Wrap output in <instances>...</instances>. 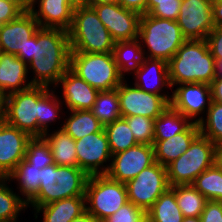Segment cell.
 I'll return each instance as SVG.
<instances>
[{"label": "cell", "instance_id": "cell-46", "mask_svg": "<svg viewBox=\"0 0 222 222\" xmlns=\"http://www.w3.org/2000/svg\"><path fill=\"white\" fill-rule=\"evenodd\" d=\"M212 101L222 103V77L216 76L210 84Z\"/></svg>", "mask_w": 222, "mask_h": 222}, {"label": "cell", "instance_id": "cell-37", "mask_svg": "<svg viewBox=\"0 0 222 222\" xmlns=\"http://www.w3.org/2000/svg\"><path fill=\"white\" fill-rule=\"evenodd\" d=\"M198 126L200 133L215 145L222 143V103L212 101Z\"/></svg>", "mask_w": 222, "mask_h": 222}, {"label": "cell", "instance_id": "cell-5", "mask_svg": "<svg viewBox=\"0 0 222 222\" xmlns=\"http://www.w3.org/2000/svg\"><path fill=\"white\" fill-rule=\"evenodd\" d=\"M68 34L71 52L113 53L115 41L93 7L74 9Z\"/></svg>", "mask_w": 222, "mask_h": 222}, {"label": "cell", "instance_id": "cell-49", "mask_svg": "<svg viewBox=\"0 0 222 222\" xmlns=\"http://www.w3.org/2000/svg\"><path fill=\"white\" fill-rule=\"evenodd\" d=\"M215 164L222 170V143L215 147Z\"/></svg>", "mask_w": 222, "mask_h": 222}, {"label": "cell", "instance_id": "cell-29", "mask_svg": "<svg viewBox=\"0 0 222 222\" xmlns=\"http://www.w3.org/2000/svg\"><path fill=\"white\" fill-rule=\"evenodd\" d=\"M65 113L62 129L74 140L81 139L88 134L101 132L104 129L91 110L65 111Z\"/></svg>", "mask_w": 222, "mask_h": 222}, {"label": "cell", "instance_id": "cell-12", "mask_svg": "<svg viewBox=\"0 0 222 222\" xmlns=\"http://www.w3.org/2000/svg\"><path fill=\"white\" fill-rule=\"evenodd\" d=\"M78 167L88 176L106 175L112 154L104 129L75 140Z\"/></svg>", "mask_w": 222, "mask_h": 222}, {"label": "cell", "instance_id": "cell-35", "mask_svg": "<svg viewBox=\"0 0 222 222\" xmlns=\"http://www.w3.org/2000/svg\"><path fill=\"white\" fill-rule=\"evenodd\" d=\"M111 154L125 151L137 143L127 121L121 117L111 124L104 126Z\"/></svg>", "mask_w": 222, "mask_h": 222}, {"label": "cell", "instance_id": "cell-6", "mask_svg": "<svg viewBox=\"0 0 222 222\" xmlns=\"http://www.w3.org/2000/svg\"><path fill=\"white\" fill-rule=\"evenodd\" d=\"M215 147L209 138L200 133L186 152L166 166L170 187L192 185L203 171L215 164Z\"/></svg>", "mask_w": 222, "mask_h": 222}, {"label": "cell", "instance_id": "cell-34", "mask_svg": "<svg viewBox=\"0 0 222 222\" xmlns=\"http://www.w3.org/2000/svg\"><path fill=\"white\" fill-rule=\"evenodd\" d=\"M91 111L103 126L121 118L117 88L110 91H99Z\"/></svg>", "mask_w": 222, "mask_h": 222}, {"label": "cell", "instance_id": "cell-54", "mask_svg": "<svg viewBox=\"0 0 222 222\" xmlns=\"http://www.w3.org/2000/svg\"><path fill=\"white\" fill-rule=\"evenodd\" d=\"M4 103H5V95L0 90V117L2 116L4 111Z\"/></svg>", "mask_w": 222, "mask_h": 222}, {"label": "cell", "instance_id": "cell-27", "mask_svg": "<svg viewBox=\"0 0 222 222\" xmlns=\"http://www.w3.org/2000/svg\"><path fill=\"white\" fill-rule=\"evenodd\" d=\"M42 137L48 143L56 165L78 167L75 140L62 128L50 130Z\"/></svg>", "mask_w": 222, "mask_h": 222}, {"label": "cell", "instance_id": "cell-28", "mask_svg": "<svg viewBox=\"0 0 222 222\" xmlns=\"http://www.w3.org/2000/svg\"><path fill=\"white\" fill-rule=\"evenodd\" d=\"M6 179L14 181V184L17 183L15 190L26 203L39 192L40 169L31 165L26 159H23Z\"/></svg>", "mask_w": 222, "mask_h": 222}, {"label": "cell", "instance_id": "cell-36", "mask_svg": "<svg viewBox=\"0 0 222 222\" xmlns=\"http://www.w3.org/2000/svg\"><path fill=\"white\" fill-rule=\"evenodd\" d=\"M192 186L207 200L222 202V170L216 164L203 171Z\"/></svg>", "mask_w": 222, "mask_h": 222}, {"label": "cell", "instance_id": "cell-38", "mask_svg": "<svg viewBox=\"0 0 222 222\" xmlns=\"http://www.w3.org/2000/svg\"><path fill=\"white\" fill-rule=\"evenodd\" d=\"M25 159L39 169L54 164L50 147L43 137H34L29 140Z\"/></svg>", "mask_w": 222, "mask_h": 222}, {"label": "cell", "instance_id": "cell-42", "mask_svg": "<svg viewBox=\"0 0 222 222\" xmlns=\"http://www.w3.org/2000/svg\"><path fill=\"white\" fill-rule=\"evenodd\" d=\"M25 10L13 0H0V26L16 19Z\"/></svg>", "mask_w": 222, "mask_h": 222}, {"label": "cell", "instance_id": "cell-17", "mask_svg": "<svg viewBox=\"0 0 222 222\" xmlns=\"http://www.w3.org/2000/svg\"><path fill=\"white\" fill-rule=\"evenodd\" d=\"M54 89L58 91L56 93L62 99L66 111L91 110L99 93L70 68L61 76Z\"/></svg>", "mask_w": 222, "mask_h": 222}, {"label": "cell", "instance_id": "cell-10", "mask_svg": "<svg viewBox=\"0 0 222 222\" xmlns=\"http://www.w3.org/2000/svg\"><path fill=\"white\" fill-rule=\"evenodd\" d=\"M129 202L148 211L155 201L170 188L167 169L158 162L143 169L134 179L125 183Z\"/></svg>", "mask_w": 222, "mask_h": 222}, {"label": "cell", "instance_id": "cell-15", "mask_svg": "<svg viewBox=\"0 0 222 222\" xmlns=\"http://www.w3.org/2000/svg\"><path fill=\"white\" fill-rule=\"evenodd\" d=\"M154 163V146L136 144L125 151L112 155L111 165L106 175L114 181L126 183Z\"/></svg>", "mask_w": 222, "mask_h": 222}, {"label": "cell", "instance_id": "cell-32", "mask_svg": "<svg viewBox=\"0 0 222 222\" xmlns=\"http://www.w3.org/2000/svg\"><path fill=\"white\" fill-rule=\"evenodd\" d=\"M184 216L178 207L174 190L167 189L147 211V222H182Z\"/></svg>", "mask_w": 222, "mask_h": 222}, {"label": "cell", "instance_id": "cell-21", "mask_svg": "<svg viewBox=\"0 0 222 222\" xmlns=\"http://www.w3.org/2000/svg\"><path fill=\"white\" fill-rule=\"evenodd\" d=\"M29 11L40 28L62 29L68 32L73 22L74 8L67 0H33Z\"/></svg>", "mask_w": 222, "mask_h": 222}, {"label": "cell", "instance_id": "cell-7", "mask_svg": "<svg viewBox=\"0 0 222 222\" xmlns=\"http://www.w3.org/2000/svg\"><path fill=\"white\" fill-rule=\"evenodd\" d=\"M70 69L98 91L116 89L124 80L113 53H70Z\"/></svg>", "mask_w": 222, "mask_h": 222}, {"label": "cell", "instance_id": "cell-9", "mask_svg": "<svg viewBox=\"0 0 222 222\" xmlns=\"http://www.w3.org/2000/svg\"><path fill=\"white\" fill-rule=\"evenodd\" d=\"M39 86L5 96L4 111L0 117L7 124L38 137Z\"/></svg>", "mask_w": 222, "mask_h": 222}, {"label": "cell", "instance_id": "cell-56", "mask_svg": "<svg viewBox=\"0 0 222 222\" xmlns=\"http://www.w3.org/2000/svg\"><path fill=\"white\" fill-rule=\"evenodd\" d=\"M182 222H201L200 217H184Z\"/></svg>", "mask_w": 222, "mask_h": 222}, {"label": "cell", "instance_id": "cell-30", "mask_svg": "<svg viewBox=\"0 0 222 222\" xmlns=\"http://www.w3.org/2000/svg\"><path fill=\"white\" fill-rule=\"evenodd\" d=\"M193 122L171 105L154 120V141L166 140L184 132Z\"/></svg>", "mask_w": 222, "mask_h": 222}, {"label": "cell", "instance_id": "cell-50", "mask_svg": "<svg viewBox=\"0 0 222 222\" xmlns=\"http://www.w3.org/2000/svg\"><path fill=\"white\" fill-rule=\"evenodd\" d=\"M178 0H147L146 14H148L157 4L166 2H175Z\"/></svg>", "mask_w": 222, "mask_h": 222}, {"label": "cell", "instance_id": "cell-8", "mask_svg": "<svg viewBox=\"0 0 222 222\" xmlns=\"http://www.w3.org/2000/svg\"><path fill=\"white\" fill-rule=\"evenodd\" d=\"M125 183L107 175L89 176L85 188L86 211L103 222L128 203Z\"/></svg>", "mask_w": 222, "mask_h": 222}, {"label": "cell", "instance_id": "cell-31", "mask_svg": "<svg viewBox=\"0 0 222 222\" xmlns=\"http://www.w3.org/2000/svg\"><path fill=\"white\" fill-rule=\"evenodd\" d=\"M10 184L6 178L0 179V222L19 221L18 217L27 210V203Z\"/></svg>", "mask_w": 222, "mask_h": 222}, {"label": "cell", "instance_id": "cell-13", "mask_svg": "<svg viewBox=\"0 0 222 222\" xmlns=\"http://www.w3.org/2000/svg\"><path fill=\"white\" fill-rule=\"evenodd\" d=\"M213 0H181L177 23L186 40H204L214 28Z\"/></svg>", "mask_w": 222, "mask_h": 222}, {"label": "cell", "instance_id": "cell-1", "mask_svg": "<svg viewBox=\"0 0 222 222\" xmlns=\"http://www.w3.org/2000/svg\"><path fill=\"white\" fill-rule=\"evenodd\" d=\"M70 41L67 31L62 29L39 28L28 39L24 52L16 54L28 65L33 73V86L54 89L61 76L70 68Z\"/></svg>", "mask_w": 222, "mask_h": 222}, {"label": "cell", "instance_id": "cell-26", "mask_svg": "<svg viewBox=\"0 0 222 222\" xmlns=\"http://www.w3.org/2000/svg\"><path fill=\"white\" fill-rule=\"evenodd\" d=\"M113 55L120 76L128 81L129 78L127 77L132 76L147 59L138 39L115 42Z\"/></svg>", "mask_w": 222, "mask_h": 222}, {"label": "cell", "instance_id": "cell-44", "mask_svg": "<svg viewBox=\"0 0 222 222\" xmlns=\"http://www.w3.org/2000/svg\"><path fill=\"white\" fill-rule=\"evenodd\" d=\"M200 219L201 222H222V202L207 200Z\"/></svg>", "mask_w": 222, "mask_h": 222}, {"label": "cell", "instance_id": "cell-24", "mask_svg": "<svg viewBox=\"0 0 222 222\" xmlns=\"http://www.w3.org/2000/svg\"><path fill=\"white\" fill-rule=\"evenodd\" d=\"M64 109L63 103L59 99L55 89L39 86L38 137H42L45 133L49 132L51 127L54 129L53 125L56 122H58V125H56L57 129L62 128L63 122L59 124V121L64 116Z\"/></svg>", "mask_w": 222, "mask_h": 222}, {"label": "cell", "instance_id": "cell-41", "mask_svg": "<svg viewBox=\"0 0 222 222\" xmlns=\"http://www.w3.org/2000/svg\"><path fill=\"white\" fill-rule=\"evenodd\" d=\"M181 0L157 4L148 14L160 19L176 21L180 12Z\"/></svg>", "mask_w": 222, "mask_h": 222}, {"label": "cell", "instance_id": "cell-51", "mask_svg": "<svg viewBox=\"0 0 222 222\" xmlns=\"http://www.w3.org/2000/svg\"><path fill=\"white\" fill-rule=\"evenodd\" d=\"M67 2L74 9L88 6V0H67Z\"/></svg>", "mask_w": 222, "mask_h": 222}, {"label": "cell", "instance_id": "cell-53", "mask_svg": "<svg viewBox=\"0 0 222 222\" xmlns=\"http://www.w3.org/2000/svg\"><path fill=\"white\" fill-rule=\"evenodd\" d=\"M18 3L24 10H29L33 0H13Z\"/></svg>", "mask_w": 222, "mask_h": 222}, {"label": "cell", "instance_id": "cell-22", "mask_svg": "<svg viewBox=\"0 0 222 222\" xmlns=\"http://www.w3.org/2000/svg\"><path fill=\"white\" fill-rule=\"evenodd\" d=\"M28 65L14 54L0 51V90L5 96L32 87Z\"/></svg>", "mask_w": 222, "mask_h": 222}, {"label": "cell", "instance_id": "cell-18", "mask_svg": "<svg viewBox=\"0 0 222 222\" xmlns=\"http://www.w3.org/2000/svg\"><path fill=\"white\" fill-rule=\"evenodd\" d=\"M31 137L0 118V177L6 178L25 159Z\"/></svg>", "mask_w": 222, "mask_h": 222}, {"label": "cell", "instance_id": "cell-48", "mask_svg": "<svg viewBox=\"0 0 222 222\" xmlns=\"http://www.w3.org/2000/svg\"><path fill=\"white\" fill-rule=\"evenodd\" d=\"M70 222H100L97 218L85 211L80 216L74 218Z\"/></svg>", "mask_w": 222, "mask_h": 222}, {"label": "cell", "instance_id": "cell-25", "mask_svg": "<svg viewBox=\"0 0 222 222\" xmlns=\"http://www.w3.org/2000/svg\"><path fill=\"white\" fill-rule=\"evenodd\" d=\"M85 211V197H69L39 206L32 214L38 220L42 213L41 222H70Z\"/></svg>", "mask_w": 222, "mask_h": 222}, {"label": "cell", "instance_id": "cell-23", "mask_svg": "<svg viewBox=\"0 0 222 222\" xmlns=\"http://www.w3.org/2000/svg\"><path fill=\"white\" fill-rule=\"evenodd\" d=\"M200 134L198 123L193 122L184 132L161 141H154L155 162L167 166L188 150Z\"/></svg>", "mask_w": 222, "mask_h": 222}, {"label": "cell", "instance_id": "cell-52", "mask_svg": "<svg viewBox=\"0 0 222 222\" xmlns=\"http://www.w3.org/2000/svg\"><path fill=\"white\" fill-rule=\"evenodd\" d=\"M112 3H118V0H88V6L90 7L98 4H112Z\"/></svg>", "mask_w": 222, "mask_h": 222}, {"label": "cell", "instance_id": "cell-2", "mask_svg": "<svg viewBox=\"0 0 222 222\" xmlns=\"http://www.w3.org/2000/svg\"><path fill=\"white\" fill-rule=\"evenodd\" d=\"M168 73L172 89L185 83L210 85L216 78V60L206 39L186 40L168 61Z\"/></svg>", "mask_w": 222, "mask_h": 222}, {"label": "cell", "instance_id": "cell-16", "mask_svg": "<svg viewBox=\"0 0 222 222\" xmlns=\"http://www.w3.org/2000/svg\"><path fill=\"white\" fill-rule=\"evenodd\" d=\"M170 105L192 122L199 123L211 105L210 85L185 83L173 88Z\"/></svg>", "mask_w": 222, "mask_h": 222}, {"label": "cell", "instance_id": "cell-14", "mask_svg": "<svg viewBox=\"0 0 222 222\" xmlns=\"http://www.w3.org/2000/svg\"><path fill=\"white\" fill-rule=\"evenodd\" d=\"M92 7L115 42L138 39L140 13L126 9L119 3L98 4Z\"/></svg>", "mask_w": 222, "mask_h": 222}, {"label": "cell", "instance_id": "cell-47", "mask_svg": "<svg viewBox=\"0 0 222 222\" xmlns=\"http://www.w3.org/2000/svg\"><path fill=\"white\" fill-rule=\"evenodd\" d=\"M212 20L214 26H222V0L212 2Z\"/></svg>", "mask_w": 222, "mask_h": 222}, {"label": "cell", "instance_id": "cell-4", "mask_svg": "<svg viewBox=\"0 0 222 222\" xmlns=\"http://www.w3.org/2000/svg\"><path fill=\"white\" fill-rule=\"evenodd\" d=\"M138 40L146 57L168 62L186 41L177 21L141 14Z\"/></svg>", "mask_w": 222, "mask_h": 222}, {"label": "cell", "instance_id": "cell-20", "mask_svg": "<svg viewBox=\"0 0 222 222\" xmlns=\"http://www.w3.org/2000/svg\"><path fill=\"white\" fill-rule=\"evenodd\" d=\"M132 79L136 87L145 92L161 95L170 103L172 93L167 89L172 91V88L169 82L168 62L165 60L147 58L132 75Z\"/></svg>", "mask_w": 222, "mask_h": 222}, {"label": "cell", "instance_id": "cell-43", "mask_svg": "<svg viewBox=\"0 0 222 222\" xmlns=\"http://www.w3.org/2000/svg\"><path fill=\"white\" fill-rule=\"evenodd\" d=\"M206 41L214 59L222 60V26H214L207 35Z\"/></svg>", "mask_w": 222, "mask_h": 222}, {"label": "cell", "instance_id": "cell-11", "mask_svg": "<svg viewBox=\"0 0 222 222\" xmlns=\"http://www.w3.org/2000/svg\"><path fill=\"white\" fill-rule=\"evenodd\" d=\"M127 82L123 80L117 87L122 117L141 115L155 120L170 105L163 96L145 92Z\"/></svg>", "mask_w": 222, "mask_h": 222}, {"label": "cell", "instance_id": "cell-3", "mask_svg": "<svg viewBox=\"0 0 222 222\" xmlns=\"http://www.w3.org/2000/svg\"><path fill=\"white\" fill-rule=\"evenodd\" d=\"M89 176L79 167L55 163L40 169L39 192L27 203L32 212L39 206L69 198L85 197Z\"/></svg>", "mask_w": 222, "mask_h": 222}, {"label": "cell", "instance_id": "cell-33", "mask_svg": "<svg viewBox=\"0 0 222 222\" xmlns=\"http://www.w3.org/2000/svg\"><path fill=\"white\" fill-rule=\"evenodd\" d=\"M184 217H200L207 199L192 185L171 186Z\"/></svg>", "mask_w": 222, "mask_h": 222}, {"label": "cell", "instance_id": "cell-19", "mask_svg": "<svg viewBox=\"0 0 222 222\" xmlns=\"http://www.w3.org/2000/svg\"><path fill=\"white\" fill-rule=\"evenodd\" d=\"M40 28L29 10L0 26V51L16 55L24 52L28 39Z\"/></svg>", "mask_w": 222, "mask_h": 222}, {"label": "cell", "instance_id": "cell-45", "mask_svg": "<svg viewBox=\"0 0 222 222\" xmlns=\"http://www.w3.org/2000/svg\"><path fill=\"white\" fill-rule=\"evenodd\" d=\"M118 3L126 9L146 14L147 0H118Z\"/></svg>", "mask_w": 222, "mask_h": 222}, {"label": "cell", "instance_id": "cell-39", "mask_svg": "<svg viewBox=\"0 0 222 222\" xmlns=\"http://www.w3.org/2000/svg\"><path fill=\"white\" fill-rule=\"evenodd\" d=\"M123 118L127 121L138 144L153 145L154 119L141 115Z\"/></svg>", "mask_w": 222, "mask_h": 222}, {"label": "cell", "instance_id": "cell-55", "mask_svg": "<svg viewBox=\"0 0 222 222\" xmlns=\"http://www.w3.org/2000/svg\"><path fill=\"white\" fill-rule=\"evenodd\" d=\"M216 76L222 77V60L216 61Z\"/></svg>", "mask_w": 222, "mask_h": 222}, {"label": "cell", "instance_id": "cell-40", "mask_svg": "<svg viewBox=\"0 0 222 222\" xmlns=\"http://www.w3.org/2000/svg\"><path fill=\"white\" fill-rule=\"evenodd\" d=\"M103 222H147V212L128 202Z\"/></svg>", "mask_w": 222, "mask_h": 222}]
</instances>
